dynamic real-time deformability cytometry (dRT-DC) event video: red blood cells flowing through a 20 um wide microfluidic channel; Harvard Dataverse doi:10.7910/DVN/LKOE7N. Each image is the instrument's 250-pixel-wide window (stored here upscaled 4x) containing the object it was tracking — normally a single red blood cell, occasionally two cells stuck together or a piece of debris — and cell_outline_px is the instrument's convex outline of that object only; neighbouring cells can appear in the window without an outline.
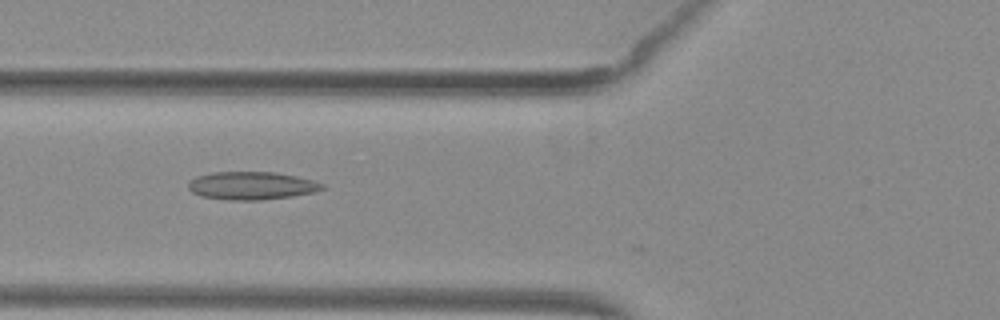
{"species": "common noctule bat (a hibernating species)", "species_latin": "Nyctalus noctula", "temperature_condition": "warm", "stored_images_in_passage": 15, "camera_frame_rate_fps": 3000, "um_per_image_px": 0.085, "animal": {"sex": "female", "body_mass_g": 29.2, "forearm_length_mm": 56.3}, "frame": {"image": 1, "passage_image": 12, "time_ms": 3.667, "image_size_px": [1000, 320], "cell_outline_px": [[324, 188], [312, 192], [292, 196], [260, 200], [232, 200], [200, 196], [192, 192], [188, 188], [188, 184], [196, 176], [212, 172], [276, 172], [296, 176], [312, 180], [324, 184]], "centroid_in_image_um": [21.36, 15.78], "position_along_channel_um": 104.4, "area_um2": 21.68}}